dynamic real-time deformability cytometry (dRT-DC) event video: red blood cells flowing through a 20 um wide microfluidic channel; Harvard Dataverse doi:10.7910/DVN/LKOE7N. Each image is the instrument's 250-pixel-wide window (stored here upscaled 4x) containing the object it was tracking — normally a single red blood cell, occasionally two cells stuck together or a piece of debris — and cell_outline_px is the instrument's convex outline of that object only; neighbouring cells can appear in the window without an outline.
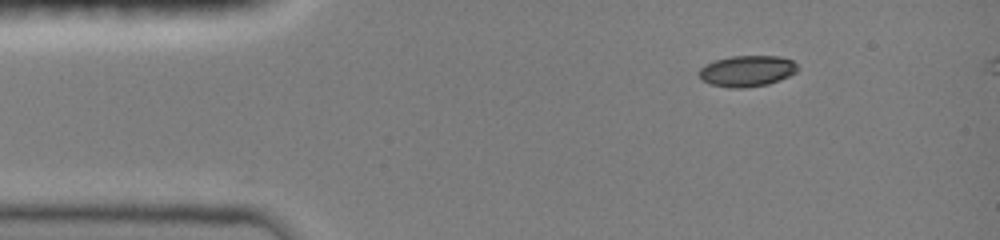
{"species": "common noctule bat (a hibernating species)", "species_latin": "Nyctalus noctula", "temperature_condition": "room temperature", "stored_images_in_passage": 41, "camera_frame_rate_fps": 3000, "um_per_image_px": 0.085, "animal": {"sex": "female", "body_mass_g": 19.0, "forearm_length_mm": 51.5}, "frame": {"image": 1, "passage_image": 1, "time_ms": 0.0, "image_size_px": [1000, 240], "cell_outline_px": [[800, 68], [796, 72], [780, 80], [768, 84], [744, 88], [728, 88], [712, 84], [704, 80], [700, 76], [700, 68], [704, 64], [716, 60], [732, 56], [780, 56], [792, 60]], "centroid_in_image_um": [63.53, 6.03], "position_along_channel_um": 21.5, "area_um2": 17.8}}
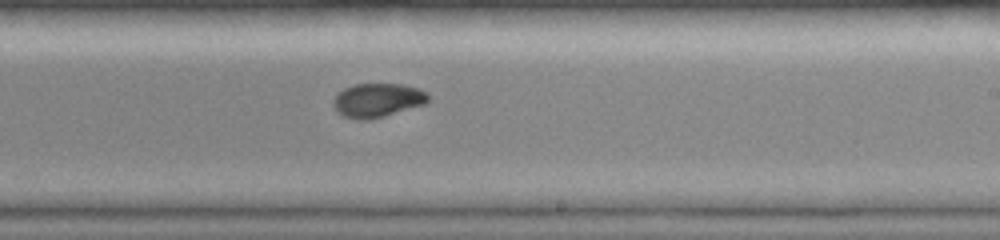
{"frame": {"image": 2, "passage_image": 24, "time_ms": 7.333, "image_size_px": [1000, 240], "cell_outline_px": [[428, 100], [424, 104], [384, 116], [368, 120], [360, 120], [344, 116], [336, 112], [332, 104], [332, 100], [344, 88], [356, 84], [400, 84], [420, 88], [428, 92]], "centroid_in_image_um": [32.08, 8.52], "position_along_channel_um": 256.9, "area_um2": 18.73}}
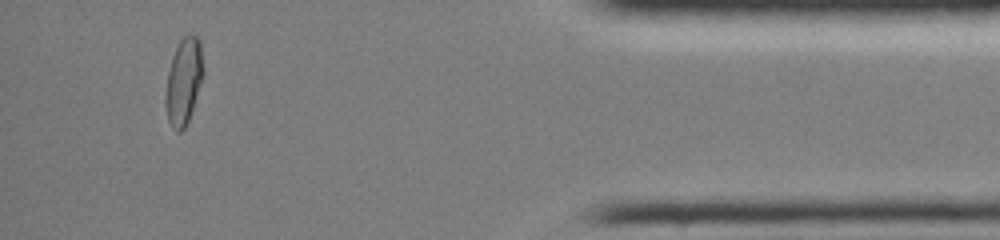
{"frame": {"image": 3, "passage_image": 39, "time_ms": 12.333, "image_size_px": [1000, 240], "cell_outline_px": [[204, 76], [188, 120], [184, 128], [180, 132], [176, 132], [172, 128], [168, 120], [164, 100], [164, 96], [168, 72], [172, 56], [180, 40], [188, 32], [196, 36], [200, 40], [204, 68]], "centroid_in_image_um": [15.62, 6.89], "position_along_channel_um": 419.6, "area_um2": 19.25}}